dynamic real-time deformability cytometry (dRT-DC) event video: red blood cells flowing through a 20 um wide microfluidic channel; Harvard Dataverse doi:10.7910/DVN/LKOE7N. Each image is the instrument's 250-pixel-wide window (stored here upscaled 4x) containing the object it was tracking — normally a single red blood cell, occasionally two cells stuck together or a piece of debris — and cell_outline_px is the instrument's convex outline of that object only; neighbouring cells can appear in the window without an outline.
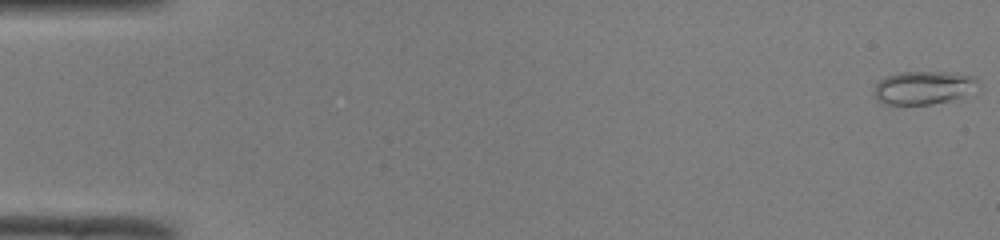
{"species": "common noctule bat (a hibernating species)", "species_latin": "Nyctalus noctula", "temperature_condition": "room temperature", "stored_images_in_passage": 50, "camera_frame_rate_fps": 3000, "um_per_image_px": 0.085, "animal": {"sex": "male", "body_mass_g": 19.0, "forearm_length_mm": 50.8}, "frame": {"image": 1, "passage_image": 1, "time_ms": 0.0, "image_size_px": [1000, 240], "cell_outline_px": [[980, 84], [964, 96], [932, 104], [880, 104], [876, 100], [872, 92], [876, 84], [884, 76], [900, 72], [956, 72], [976, 76]], "centroid_in_image_um": [78.47, 7.44], "position_along_channel_um": 6.5, "area_um2": 20.46}}
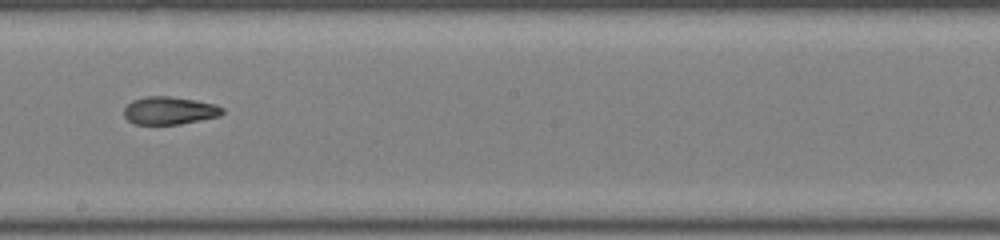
{"frame": {"image": 2, "passage_image": 29, "time_ms": 9.333, "image_size_px": [1000, 240], "cell_outline_px": [[224, 112], [220, 116], [180, 124], [132, 124], [124, 116], [124, 108], [132, 100], [148, 96], [168, 96], [196, 100], [216, 104], [224, 108]], "centroid_in_image_um": [14.41, 9.4], "position_along_channel_um": 233.8, "area_um2": 16.01}}
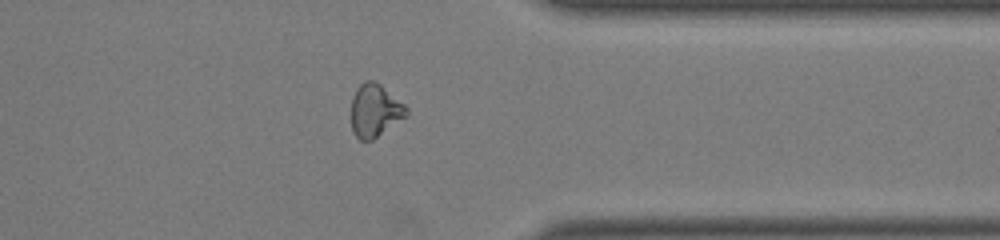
{"frame": {"image": 3, "passage_image": 40, "time_ms": 13.0, "image_size_px": [1000, 240], "cell_outline_px": [[408, 116], [372, 140], [360, 140], [352, 132], [352, 96], [356, 88], [364, 80], [372, 80], [380, 84], [404, 104], [408, 108]], "centroid_in_image_um": [31.87, 9.39], "position_along_channel_um": 379.5, "area_um2": 17.05}, "authors_computed_cell_mechanics": {"area_um2": 17.34, "velocity_mm_per_s": 4.1334, "shape_relaxation_time_tau1_ms": 5.5294, "shape_relaxation_time_tau2_ms": 3.4918, "deformation_change_tau1": 0.1833, "deformation_change_tau2": 0.0813}}